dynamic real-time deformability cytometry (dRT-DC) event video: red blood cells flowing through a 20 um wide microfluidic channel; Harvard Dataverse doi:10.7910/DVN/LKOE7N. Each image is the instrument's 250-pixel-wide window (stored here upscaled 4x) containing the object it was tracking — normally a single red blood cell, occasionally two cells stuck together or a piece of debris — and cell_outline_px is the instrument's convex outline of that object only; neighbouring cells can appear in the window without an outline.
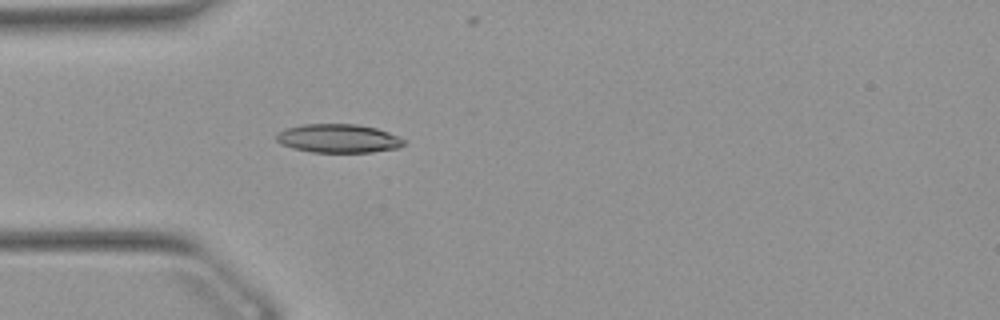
{"species": "Egyptian fruit bat (a non-hibernating species)", "species_latin": "Rousettus aegyptiacus", "temperature_condition": "warm", "stored_images_in_passage": 36, "camera_frame_rate_fps": 3000, "um_per_image_px": 0.085, "animal": {"sex": "female"}, "frame": {"image": 1, "passage_image": 2, "time_ms": 0.333, "image_size_px": [1000, 320], "cell_outline_px": [[404, 144], [400, 148], [372, 152], [312, 152], [292, 148], [280, 144], [276, 140], [276, 132], [284, 128], [304, 124], [356, 124], [376, 128], [388, 132], [404, 140]], "centroid_in_image_um": [28.71, 11.76], "position_along_channel_um": 56.3, "area_um2": 21.39}}
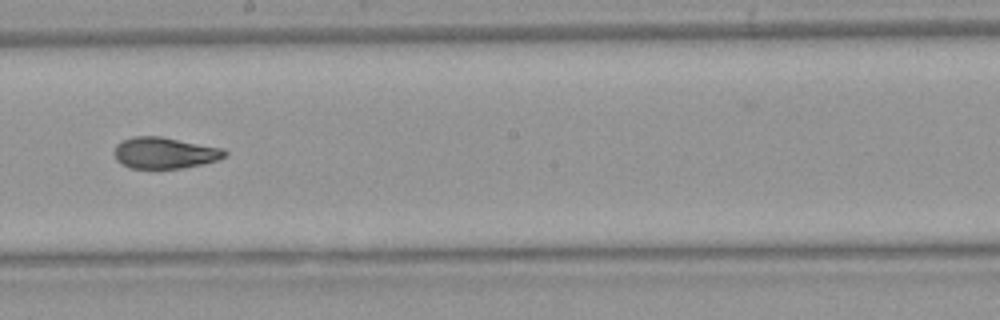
{"frame": {"image": 2, "passage_image": 16, "time_ms": 5.0, "image_size_px": [1000, 320], "cell_outline_px": [[228, 152], [224, 156], [216, 160], [204, 164], [184, 168], [128, 168], [120, 164], [116, 160], [112, 152], [116, 144], [132, 136], [160, 136], [224, 148]], "centroid_in_image_um": [13.96, 13.0], "position_along_channel_um": 234.2, "area_um2": 20.4}}
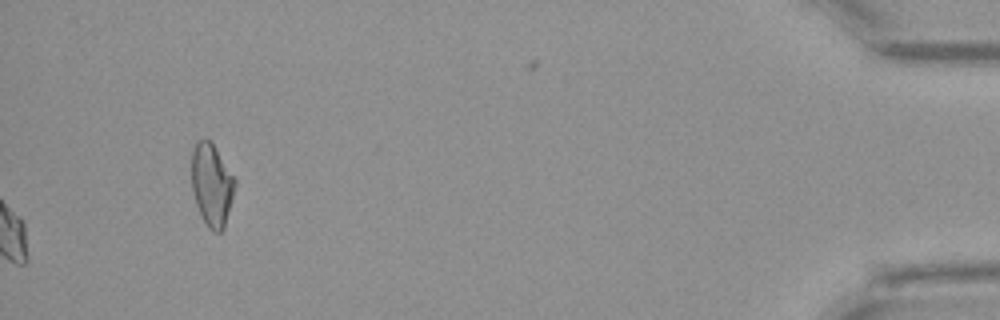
{"frame": {"image": 3, "passage_image": 36, "time_ms": 11.667, "image_size_px": [1000, 320], "cell_outline_px": [[236, 184], [224, 228], [220, 232], [212, 232], [208, 228], [200, 216], [192, 192], [192, 148], [200, 140], [208, 140], [212, 144], [236, 180]], "centroid_in_image_um": [17.98, 15.77], "position_along_channel_um": 417.2, "area_um2": 20.58}, "authors_computed_cell_mechanics": {"area_um2": 20.7213, "velocity_mm_per_s": 3.902, "shape_relaxation_time_tau1_ms": 7.9829, "shape_relaxation_time_tau2_ms": 2.4863, "deformation_change_tau1": 0.2066, "deformation_change_tau2": 0.0874}}